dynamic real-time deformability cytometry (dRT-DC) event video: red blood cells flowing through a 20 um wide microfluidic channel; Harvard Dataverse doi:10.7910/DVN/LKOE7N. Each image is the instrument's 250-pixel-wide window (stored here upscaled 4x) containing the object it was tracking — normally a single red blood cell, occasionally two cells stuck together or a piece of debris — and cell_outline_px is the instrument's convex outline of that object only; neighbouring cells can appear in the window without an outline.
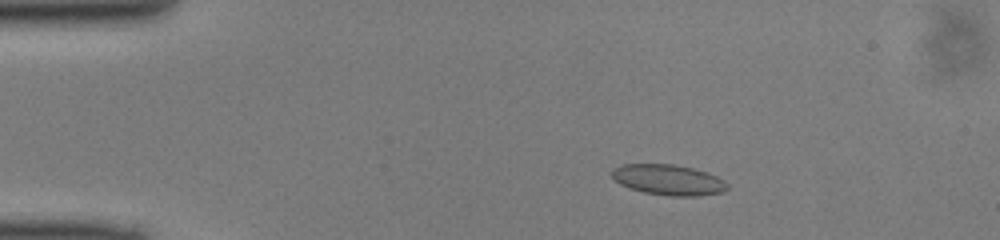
{"species": "common noctule bat (a hibernating species)", "species_latin": "Nyctalus noctula", "temperature_condition": "cold", "stored_images_in_passage": 47, "camera_frame_rate_fps": 3000, "um_per_image_px": 0.085, "animal": {"sex": "male", "body_mass_g": 13.0, "forearm_length_mm": 53.1}, "frame": {"image": 1, "passage_image": 7, "time_ms": 2.0, "image_size_px": [1000, 240], "cell_outline_px": [[728, 188], [724, 192], [700, 196], [668, 196], [644, 192], [628, 188], [620, 184], [612, 176], [612, 168], [624, 164], [676, 164], [708, 172], [724, 180], [728, 184]], "centroid_in_image_um": [56.83, 15.29], "position_along_channel_um": 28.2, "area_um2": 20.75}}
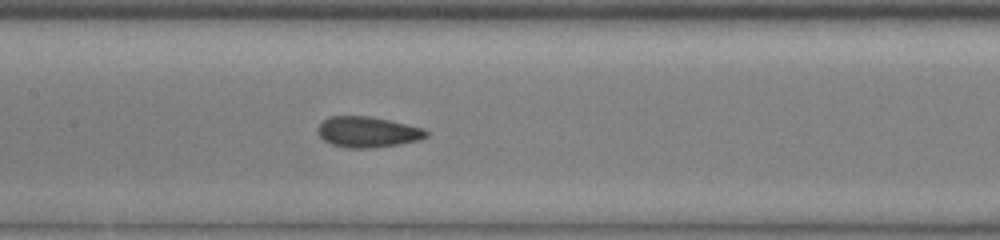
{"frame": {"image": 2, "passage_image": 22, "time_ms": 7.0, "image_size_px": [1000, 240], "cell_outline_px": [[428, 136], [420, 140], [396, 144], [368, 148], [348, 148], [332, 144], [324, 140], [316, 132], [316, 128], [328, 116], [368, 116], [388, 120], [424, 128], [428, 132]], "centroid_in_image_um": [31.23, 11.21], "position_along_channel_um": 176.2, "area_um2": 19.31}}
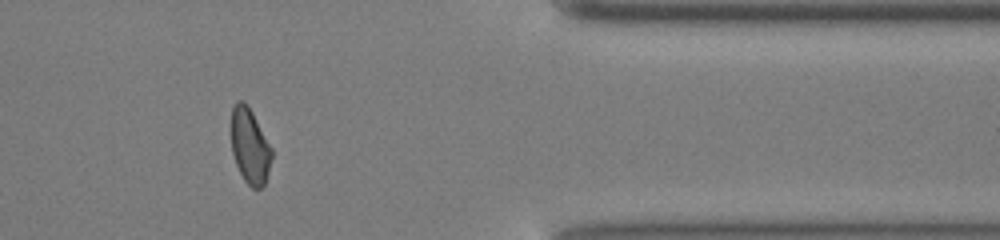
{"frame": {"image": 3, "passage_image": 39, "time_ms": 12.667, "image_size_px": [1000, 240], "cell_outline_px": [[272, 156], [268, 172], [264, 184], [260, 188], [252, 188], [244, 180], [236, 164], [232, 152], [232, 108], [236, 100], [244, 100], [252, 112], [272, 148]], "centroid_in_image_um": [21.24, 12.4], "position_along_channel_um": 390.2, "area_um2": 17.57}}